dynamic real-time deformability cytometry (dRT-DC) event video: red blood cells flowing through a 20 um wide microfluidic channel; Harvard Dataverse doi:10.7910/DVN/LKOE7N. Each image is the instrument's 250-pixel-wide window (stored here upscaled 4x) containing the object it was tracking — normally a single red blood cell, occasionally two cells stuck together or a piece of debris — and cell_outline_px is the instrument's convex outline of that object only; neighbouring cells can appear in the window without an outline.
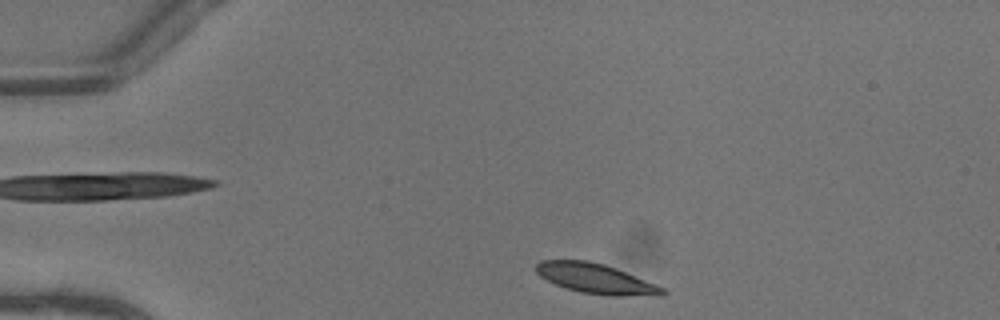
{"species": "common noctule bat (a hibernating species)", "species_latin": "Nyctalus noctula", "temperature_condition": "warm", "stored_images_in_passage": 42, "camera_frame_rate_fps": 3000, "um_per_image_px": 0.085, "animal": {"sex": "female"}, "frame": {"image": 1, "passage_image": 1, "time_ms": 0.0, "image_size_px": [1000, 320], "cell_outline_px": [[668, 292], [664, 296], [608, 296], [580, 292], [556, 284], [540, 276], [536, 272], [536, 264], [540, 260], [588, 260], [604, 264], [616, 268], [656, 284], [664, 288]], "centroid_in_image_um": [50.7, 23.69], "position_along_channel_um": 34.3, "area_um2": 22.2}}
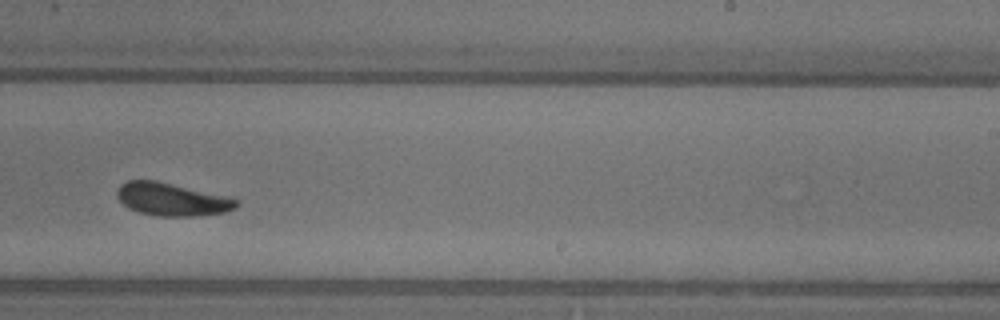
{"frame": {"image": 2, "passage_image": 23, "time_ms": 7.333, "image_size_px": [1000, 320], "cell_outline_px": [[240, 204], [236, 208], [224, 212], [192, 216], [156, 216], [140, 212], [128, 208], [116, 196], [116, 192], [120, 184], [128, 180], [156, 180], [236, 200]], "centroid_in_image_um": [14.52, 16.95], "position_along_channel_um": 274.5, "area_um2": 22.25}}
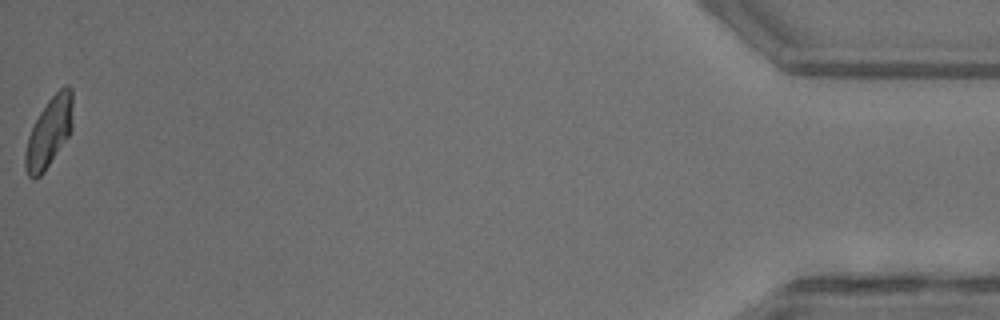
{"frame": {"image": 3, "passage_image": 42, "time_ms": 13.667, "image_size_px": [1000, 320], "cell_outline_px": [[72, 132], [44, 172], [36, 180], [32, 180], [28, 176], [24, 168], [24, 152], [28, 136], [32, 124], [48, 100], [64, 84], [68, 84], [72, 88]], "centroid_in_image_um": [4.16, 11.27], "position_along_channel_um": 431.0, "area_um2": 19.83}, "authors_computed_cell_mechanics": {"area_um2": 22.2819, "velocity_mm_per_s": 4.0695, "shape_relaxation_time_tau1_ms": 2.9836, "shape_relaxation_time_tau2_ms": 2.3007, "deformation_change_tau1": 0.1482, "deformation_change_tau2": 0.0896}}